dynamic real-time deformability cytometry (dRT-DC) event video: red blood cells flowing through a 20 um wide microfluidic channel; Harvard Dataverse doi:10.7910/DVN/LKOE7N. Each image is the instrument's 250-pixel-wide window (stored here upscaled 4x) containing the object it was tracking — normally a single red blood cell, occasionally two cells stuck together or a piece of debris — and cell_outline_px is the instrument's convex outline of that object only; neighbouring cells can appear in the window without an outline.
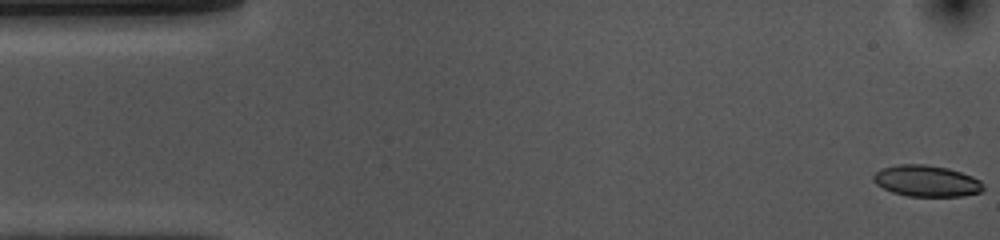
{"species": "common noctule bat (a hibernating species)", "species_latin": "Nyctalus noctula", "temperature_condition": "cold", "stored_images_in_passage": 55, "camera_frame_rate_fps": 3000, "um_per_image_px": 0.085, "animal": {"sex": "female", "body_mass_g": 10.0, "forearm_length_mm": 53.1}, "frame": {"image": 1, "passage_image": 1, "time_ms": 0.0, "image_size_px": [1000, 240], "cell_outline_px": [[984, 188], [980, 192], [960, 196], [908, 196], [892, 192], [876, 184], [872, 180], [872, 176], [880, 168], [900, 164], [924, 164], [948, 168], [972, 176], [980, 180], [984, 184]], "centroid_in_image_um": [78.74, 15.37], "position_along_channel_um": 6.3, "area_um2": 20.06}}
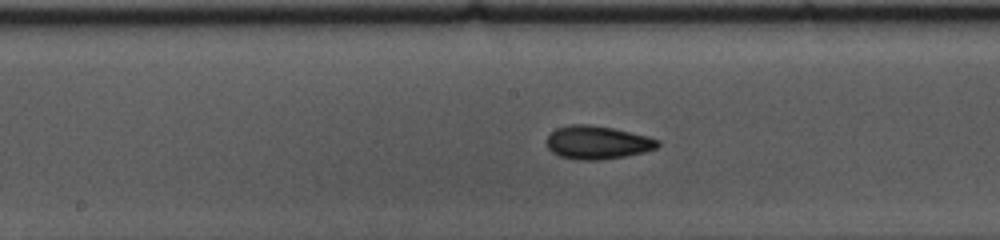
{"frame": {"image": 2, "passage_image": 27, "time_ms": 8.667, "image_size_px": [1000, 240], "cell_outline_px": [[660, 144], [656, 148], [644, 152], [624, 156], [600, 160], [580, 160], [560, 156], [552, 152], [548, 148], [548, 136], [556, 128], [568, 124], [588, 124], [612, 128], [648, 136], [660, 140]], "centroid_in_image_um": [50.79, 12.1], "position_along_channel_um": 197.4, "area_um2": 21.44}}
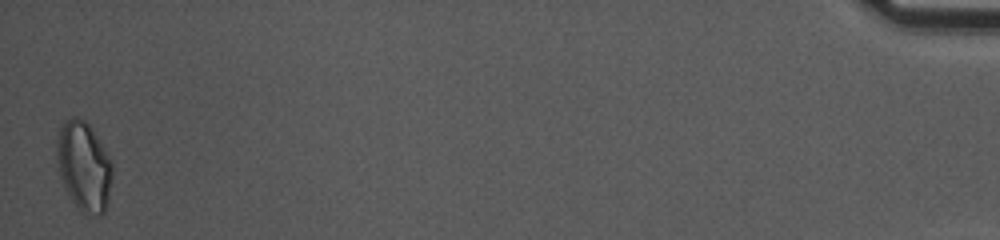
{"frame": {"image": 3, "passage_image": 55, "time_ms": 18.0, "image_size_px": [1000, 240], "cell_outline_px": [[112, 180], [108, 200], [104, 212], [100, 216], [96, 216], [80, 212], [64, 188], [56, 156], [56, 144], [60, 128], [64, 120], [72, 116], [76, 116], [84, 120], [88, 124], [112, 160]], "centroid_in_image_um": [7.13, 14.15], "position_along_channel_um": 428.1, "area_um2": 29.02}, "authors_computed_cell_mechanics": {"area_um2": 20.808, "velocity_mm_per_s": 3.5443, "shape_relaxation_time_tau1_ms": 4.3849, "shape_relaxation_time_tau2_ms": 2.3356, "deformation_change_tau1": 0.1079, "deformation_change_tau2": 0.0815}}